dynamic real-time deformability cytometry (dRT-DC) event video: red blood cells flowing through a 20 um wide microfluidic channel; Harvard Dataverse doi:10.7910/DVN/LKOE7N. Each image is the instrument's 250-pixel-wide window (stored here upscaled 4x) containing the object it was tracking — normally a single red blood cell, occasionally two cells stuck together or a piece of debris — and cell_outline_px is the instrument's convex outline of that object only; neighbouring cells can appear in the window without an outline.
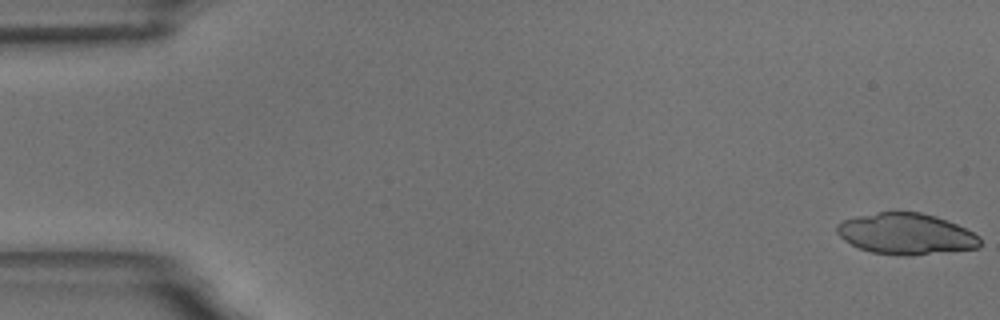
{"species": "common noctule bat (a hibernating species)", "species_latin": "Nyctalus noctula", "temperature_condition": "room temperature", "stored_images_in_passage": 22, "camera_frame_rate_fps": 3000, "um_per_image_px": 0.085, "animal": {"sex": "male", "body_mass_g": 18.8}, "frame": {"image": 1, "passage_image": 1, "time_ms": 0.0, "image_size_px": [1000, 320], "cell_outline_px": [[980, 248], [912, 256], [904, 256], [872, 252], [860, 248], [844, 240], [836, 232], [836, 224], [844, 220], [876, 212], [920, 212], [936, 216], [956, 224], [980, 236]], "centroid_in_image_um": [77.03, 19.89], "position_along_channel_um": 8.0, "area_um2": 34.28}}